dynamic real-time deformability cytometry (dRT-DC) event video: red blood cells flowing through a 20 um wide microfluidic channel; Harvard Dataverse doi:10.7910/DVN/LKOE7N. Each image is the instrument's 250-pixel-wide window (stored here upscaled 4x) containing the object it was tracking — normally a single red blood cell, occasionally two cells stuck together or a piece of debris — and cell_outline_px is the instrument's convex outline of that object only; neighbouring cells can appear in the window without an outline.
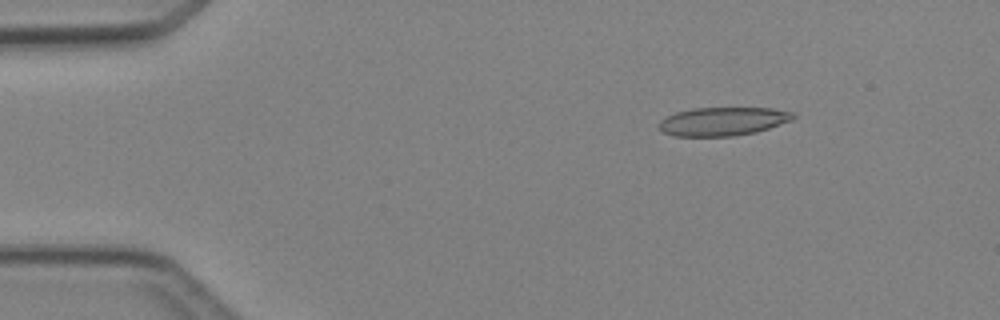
{"species": "Egyptian fruit bat (a non-hibernating species)", "species_latin": "Rousettus aegyptiacus", "temperature_condition": "cold", "stored_images_in_passage": 5, "camera_frame_rate_fps": 3000, "um_per_image_px": 0.085, "animal": {"sex": "female"}, "frame": {"image": 1, "passage_image": 2, "time_ms": 1.0, "image_size_px": [1000, 320], "cell_outline_px": [[796, 116], [792, 120], [756, 132], [736, 136], [672, 136], [664, 132], [656, 124], [660, 120], [676, 112], [692, 108], [772, 108], [796, 112]], "centroid_in_image_um": [61.45, 10.31], "position_along_channel_um": 23.5, "area_um2": 22.43}}
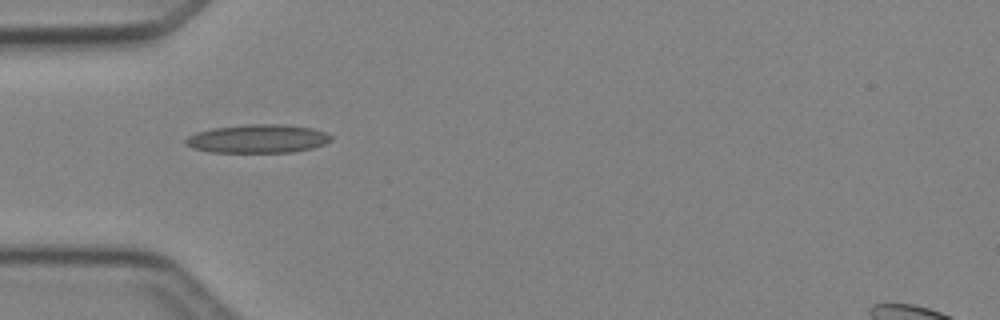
{"frame": {"image": 2, "passage_image": 4, "time_ms": 3.667, "image_size_px": [1000, 320], "cell_outline_px": [[332, 140], [324, 144], [312, 148], [292, 152], [212, 152], [192, 148], [184, 144], [184, 140], [188, 136], [196, 132], [212, 128], [244, 124], [284, 124], [312, 128], [324, 132], [332, 136]], "centroid_in_image_um": [21.89, 11.78], "position_along_channel_um": 63.1, "area_um2": 24.28}}
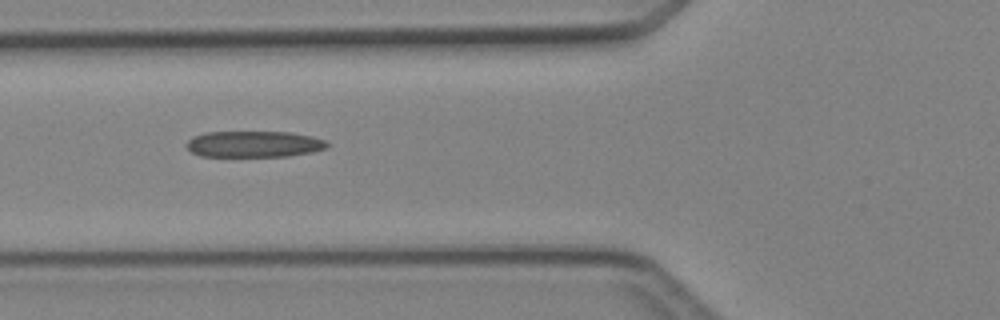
{"frame": {"image": 3, "passage_image": 5, "time_ms": 4.667, "image_size_px": [1000, 320], "cell_outline_px": [[328, 148], [312, 152], [288, 156], [200, 156], [192, 152], [184, 144], [192, 136], [204, 132], [292, 132], [312, 136], [324, 140], [328, 144]], "centroid_in_image_um": [21.57, 12.24], "position_along_channel_um": 104.2, "area_um2": 21.62}}